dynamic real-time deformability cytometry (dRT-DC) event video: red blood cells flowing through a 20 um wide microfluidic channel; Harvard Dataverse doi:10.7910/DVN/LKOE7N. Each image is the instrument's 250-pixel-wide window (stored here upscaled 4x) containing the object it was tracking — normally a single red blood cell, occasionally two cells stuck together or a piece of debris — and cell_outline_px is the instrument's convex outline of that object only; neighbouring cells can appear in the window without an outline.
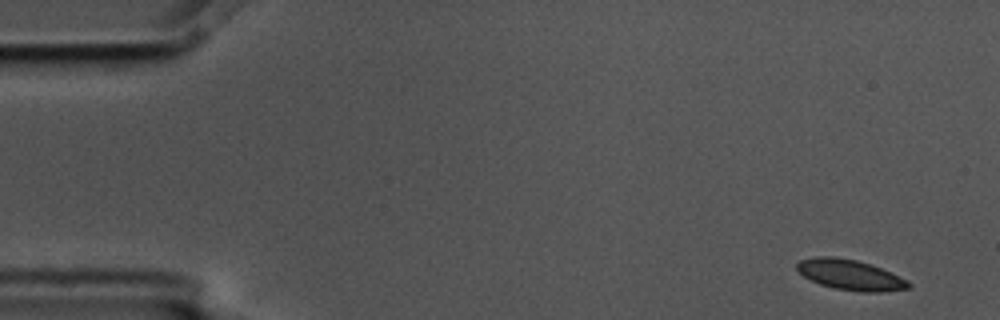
{"species": "common noctule bat (a hibernating species)", "species_latin": "Nyctalus noctula", "temperature_condition": "cold", "stored_images_in_passage": 5, "camera_frame_rate_fps": 3000, "um_per_image_px": 0.085, "animal": {"sex": "male", "body_mass_g": 17.5, "forearm_length_mm": 52.3}, "frame": {"image": 1, "passage_image": 1, "time_ms": 0.0, "image_size_px": [1000, 320], "cell_outline_px": [[912, 288], [880, 292], [860, 292], [836, 288], [820, 284], [804, 276], [796, 268], [796, 264], [800, 260], [816, 256], [832, 256], [856, 260], [880, 268], [908, 280], [912, 284]], "centroid_in_image_um": [72.29, 23.36], "position_along_channel_um": 12.7, "area_um2": 19.59}}
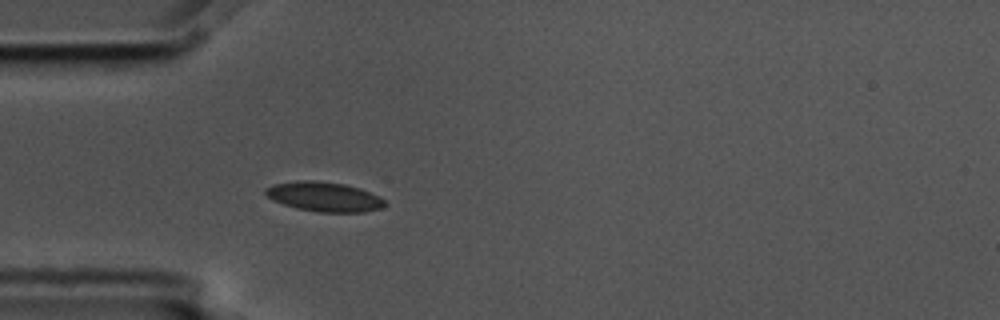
{"frame": {"image": 2, "passage_image": 5, "time_ms": 1.333, "image_size_px": [1000, 320], "cell_outline_px": [[388, 204], [384, 208], [364, 212], [320, 212], [296, 208], [272, 200], [264, 192], [264, 188], [272, 184], [300, 180], [316, 180], [344, 184], [360, 188], [380, 196]], "centroid_in_image_um": [27.58, 16.72], "position_along_channel_um": 57.4, "area_um2": 20.81}}